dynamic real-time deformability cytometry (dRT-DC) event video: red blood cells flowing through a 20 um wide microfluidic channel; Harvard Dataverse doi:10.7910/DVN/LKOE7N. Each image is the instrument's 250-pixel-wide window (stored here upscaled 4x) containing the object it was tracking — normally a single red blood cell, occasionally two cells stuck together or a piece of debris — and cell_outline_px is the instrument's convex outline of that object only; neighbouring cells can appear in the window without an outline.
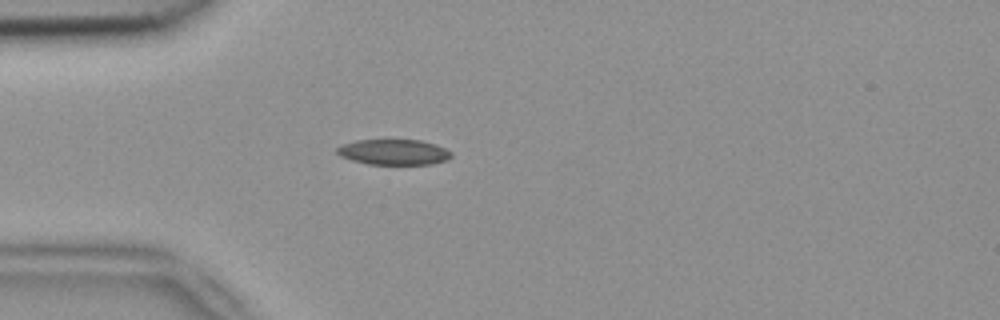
{"species": "common noctule bat (a hibernating species)", "species_latin": "Nyctalus noctula", "temperature_condition": "room temperature", "stored_images_in_passage": 2, "camera_frame_rate_fps": 3000, "um_per_image_px": 0.085, "animal": {"sex": "female", "body_mass_g": 18.4}, "frame": {"image": 1, "passage_image": 2, "time_ms": 0.333, "image_size_px": [1000, 320], "cell_outline_px": [[452, 156], [448, 160], [432, 164], [368, 164], [352, 160], [340, 156], [336, 152], [336, 148], [344, 144], [356, 140], [420, 140], [436, 144], [452, 152]], "centroid_in_image_um": [33.49, 12.93], "position_along_channel_um": 51.5, "area_um2": 16.99}}